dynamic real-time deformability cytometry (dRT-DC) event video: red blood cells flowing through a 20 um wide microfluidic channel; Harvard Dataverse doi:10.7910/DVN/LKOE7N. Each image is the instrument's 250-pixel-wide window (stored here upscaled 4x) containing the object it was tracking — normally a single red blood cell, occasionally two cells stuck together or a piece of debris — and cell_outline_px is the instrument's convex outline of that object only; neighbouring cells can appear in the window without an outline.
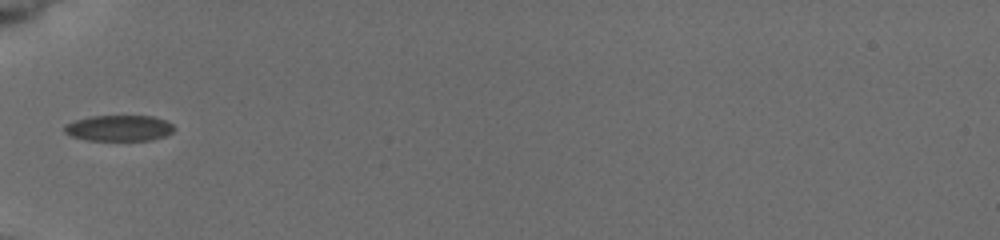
{"species": "common noctule bat (a hibernating species)", "species_latin": "Nyctalus noctula", "temperature_condition": "cold", "stored_images_in_passage": 49, "camera_frame_rate_fps": 3000, "um_per_image_px": 0.085, "animal": {"sex": "female", "body_mass_g": 19.5, "forearm_length_mm": 54.1}, "frame": {"image": 1, "passage_image": 1, "time_ms": 0.0, "image_size_px": [1000, 240], "cell_outline_px": [[176, 128], [172, 132], [164, 136], [152, 140], [88, 140], [72, 136], [64, 132], [64, 124], [88, 116], [152, 116], [164, 120], [172, 124]], "centroid_in_image_um": [10.11, 10.88], "position_along_channel_um": 74.9, "area_um2": 16.53}}
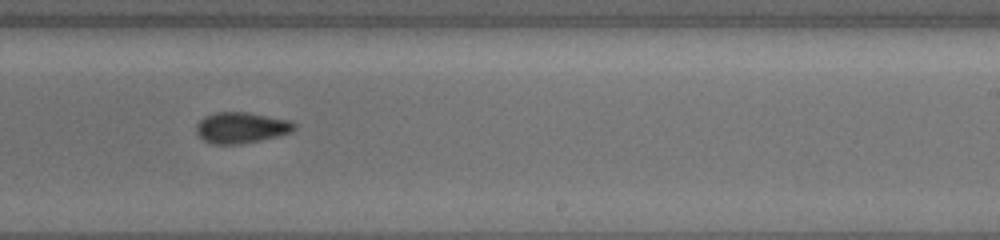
{"frame": {"image": 2, "passage_image": 27, "time_ms": 5.0, "image_size_px": [1000, 240], "cell_outline_px": [[296, 128], [292, 132], [260, 140], [240, 144], [212, 144], [204, 140], [196, 132], [196, 124], [204, 116], [216, 112], [248, 112], [292, 120], [296, 124]], "centroid_in_image_um": [20.52, 10.84], "position_along_channel_um": 268.5, "area_um2": 17.8}}
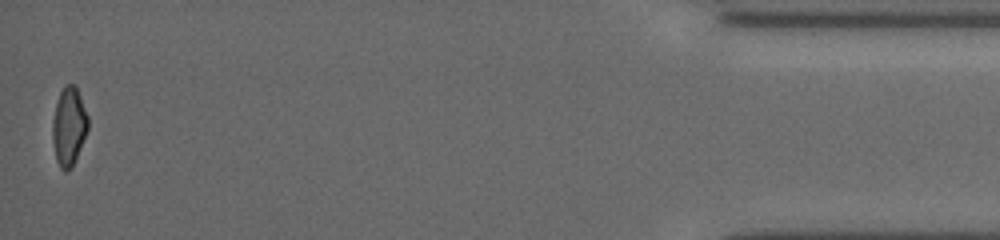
{"frame": {"image": 3, "passage_image": 48, "time_ms": 11.0, "image_size_px": [1000, 240], "cell_outline_px": [[88, 128], [76, 156], [68, 172], [64, 172], [60, 168], [56, 160], [52, 140], [52, 120], [56, 104], [60, 92], [64, 84], [72, 84], [76, 88], [80, 96], [88, 116]], "centroid_in_image_um": [5.83, 10.74], "position_along_channel_um": 429.4, "area_um2": 16.01}, "authors_computed_cell_mechanics": {"area_um2": 17.34, "velocity_mm_per_s": 3.9054, "shape_relaxation_time_tau1_ms": 2.1368, "shape_relaxation_time_tau2_ms": 3.3007, "deformation_change_tau1": 0.0928, "deformation_change_tau2": 0.0885}}